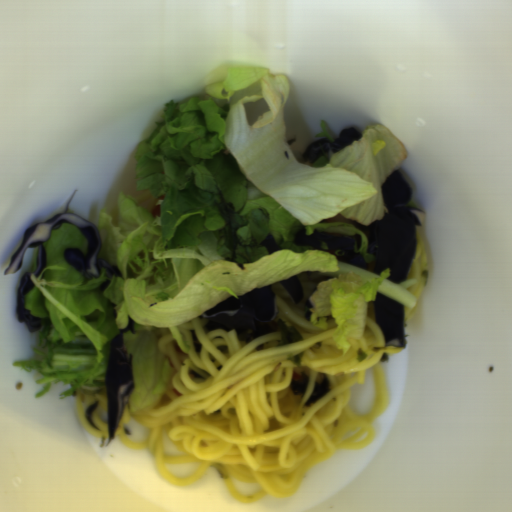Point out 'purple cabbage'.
I'll return each instance as SVG.
<instances>
[{"instance_id": "obj_8", "label": "purple cabbage", "mask_w": 512, "mask_h": 512, "mask_svg": "<svg viewBox=\"0 0 512 512\" xmlns=\"http://www.w3.org/2000/svg\"><path fill=\"white\" fill-rule=\"evenodd\" d=\"M35 288L30 277V271H26L18 284L16 291V314L18 322L25 323L29 333L38 331L42 327V320L33 316L31 311L25 308V298Z\"/></svg>"}, {"instance_id": "obj_2", "label": "purple cabbage", "mask_w": 512, "mask_h": 512, "mask_svg": "<svg viewBox=\"0 0 512 512\" xmlns=\"http://www.w3.org/2000/svg\"><path fill=\"white\" fill-rule=\"evenodd\" d=\"M78 190H75L66 200L63 208L54 214L47 221H41L25 229L21 244L15 253L10 257L9 265L3 270V275L15 274L23 265L24 255L28 248H37L36 269L33 271L35 277H39L47 268V257L44 244L50 239L53 230H58L63 224H68L77 229L86 239L87 247L85 254L79 247L64 249L63 258L77 272H83L85 277L94 279L101 277L102 270L117 277L124 274L119 267L109 266L100 257L102 240L98 226L89 220L73 213L67 212L68 206Z\"/></svg>"}, {"instance_id": "obj_4", "label": "purple cabbage", "mask_w": 512, "mask_h": 512, "mask_svg": "<svg viewBox=\"0 0 512 512\" xmlns=\"http://www.w3.org/2000/svg\"><path fill=\"white\" fill-rule=\"evenodd\" d=\"M126 328L111 339L105 369V393L107 403L108 439L114 440L119 421L125 411L127 402L134 390L133 357L124 348V334H135L132 318Z\"/></svg>"}, {"instance_id": "obj_12", "label": "purple cabbage", "mask_w": 512, "mask_h": 512, "mask_svg": "<svg viewBox=\"0 0 512 512\" xmlns=\"http://www.w3.org/2000/svg\"><path fill=\"white\" fill-rule=\"evenodd\" d=\"M110 282V279H106L105 281H103L99 286L96 287L97 291L104 292L107 289Z\"/></svg>"}, {"instance_id": "obj_3", "label": "purple cabbage", "mask_w": 512, "mask_h": 512, "mask_svg": "<svg viewBox=\"0 0 512 512\" xmlns=\"http://www.w3.org/2000/svg\"><path fill=\"white\" fill-rule=\"evenodd\" d=\"M202 315L207 331L235 330L238 339L252 342L274 329L278 312L273 285L226 297Z\"/></svg>"}, {"instance_id": "obj_10", "label": "purple cabbage", "mask_w": 512, "mask_h": 512, "mask_svg": "<svg viewBox=\"0 0 512 512\" xmlns=\"http://www.w3.org/2000/svg\"><path fill=\"white\" fill-rule=\"evenodd\" d=\"M262 247L266 249L267 254L282 250L279 243L273 237L272 234H268L261 243Z\"/></svg>"}, {"instance_id": "obj_11", "label": "purple cabbage", "mask_w": 512, "mask_h": 512, "mask_svg": "<svg viewBox=\"0 0 512 512\" xmlns=\"http://www.w3.org/2000/svg\"><path fill=\"white\" fill-rule=\"evenodd\" d=\"M99 406V402L98 400L95 401V402H92L84 411V418L96 429V430H100L92 421V414L93 412L96 410V408ZM101 431V430H100Z\"/></svg>"}, {"instance_id": "obj_6", "label": "purple cabbage", "mask_w": 512, "mask_h": 512, "mask_svg": "<svg viewBox=\"0 0 512 512\" xmlns=\"http://www.w3.org/2000/svg\"><path fill=\"white\" fill-rule=\"evenodd\" d=\"M374 322L381 328L384 340H398L405 347L406 330L404 304L376 291L373 301Z\"/></svg>"}, {"instance_id": "obj_1", "label": "purple cabbage", "mask_w": 512, "mask_h": 512, "mask_svg": "<svg viewBox=\"0 0 512 512\" xmlns=\"http://www.w3.org/2000/svg\"><path fill=\"white\" fill-rule=\"evenodd\" d=\"M380 189L388 212L368 226L352 223L368 238V254L375 258V275L390 270L386 279L398 285L407 280L411 270L417 251L416 227L424 223V212L410 207L413 189L397 169L382 181Z\"/></svg>"}, {"instance_id": "obj_7", "label": "purple cabbage", "mask_w": 512, "mask_h": 512, "mask_svg": "<svg viewBox=\"0 0 512 512\" xmlns=\"http://www.w3.org/2000/svg\"><path fill=\"white\" fill-rule=\"evenodd\" d=\"M361 137L362 131L354 126L342 128L333 142L327 137H316L305 146L301 159L303 162L308 161V164H313L324 154L346 148Z\"/></svg>"}, {"instance_id": "obj_9", "label": "purple cabbage", "mask_w": 512, "mask_h": 512, "mask_svg": "<svg viewBox=\"0 0 512 512\" xmlns=\"http://www.w3.org/2000/svg\"><path fill=\"white\" fill-rule=\"evenodd\" d=\"M281 285L285 288V290L290 295L291 299L294 303H299L305 297L304 287L298 277V275H294L289 277L286 280L279 281Z\"/></svg>"}, {"instance_id": "obj_5", "label": "purple cabbage", "mask_w": 512, "mask_h": 512, "mask_svg": "<svg viewBox=\"0 0 512 512\" xmlns=\"http://www.w3.org/2000/svg\"><path fill=\"white\" fill-rule=\"evenodd\" d=\"M293 243L299 247H313L316 250L326 251L335 254L338 261L362 268L369 269L368 263L361 254L354 252L360 250L362 240L360 234L351 236H336L314 229L307 235V228L301 227L293 233Z\"/></svg>"}]
</instances>
